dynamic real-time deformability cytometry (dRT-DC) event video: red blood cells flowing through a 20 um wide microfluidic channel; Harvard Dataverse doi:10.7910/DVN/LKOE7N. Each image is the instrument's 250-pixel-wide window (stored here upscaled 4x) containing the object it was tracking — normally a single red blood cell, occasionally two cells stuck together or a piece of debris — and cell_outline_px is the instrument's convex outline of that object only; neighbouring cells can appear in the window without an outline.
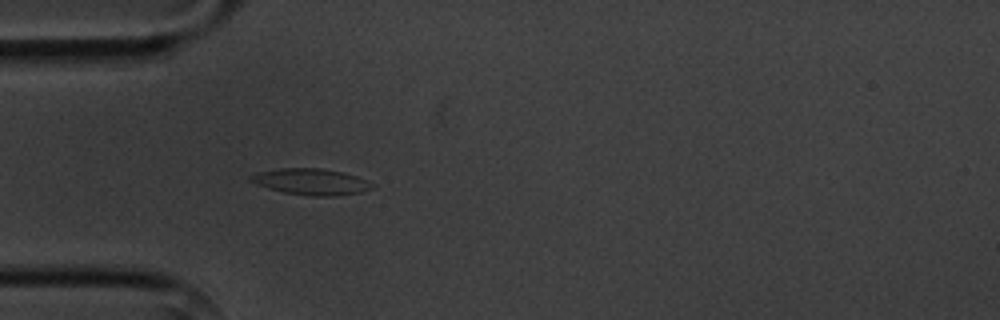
{"species": "common noctule bat (a hibernating species)", "species_latin": "Nyctalus noctula", "temperature_condition": "cold", "stored_images_in_passage": 4, "camera_frame_rate_fps": 3000, "um_per_image_px": 0.085, "animal": {"sex": "male", "body_mass_g": 20.1, "forearm_length_mm": 53.5}, "frame": {"image": 1, "passage_image": 4, "time_ms": 3.333, "image_size_px": [1000, 320], "cell_outline_px": [[376, 188], [360, 192], [332, 196], [312, 196], [284, 192], [268, 188], [256, 184], [248, 180], [248, 176], [256, 172], [280, 168], [320, 168], [344, 172], [356, 176], [376, 184]], "centroid_in_image_um": [26.45, 15.44], "position_along_channel_um": 58.6, "area_um2": 18.73}}